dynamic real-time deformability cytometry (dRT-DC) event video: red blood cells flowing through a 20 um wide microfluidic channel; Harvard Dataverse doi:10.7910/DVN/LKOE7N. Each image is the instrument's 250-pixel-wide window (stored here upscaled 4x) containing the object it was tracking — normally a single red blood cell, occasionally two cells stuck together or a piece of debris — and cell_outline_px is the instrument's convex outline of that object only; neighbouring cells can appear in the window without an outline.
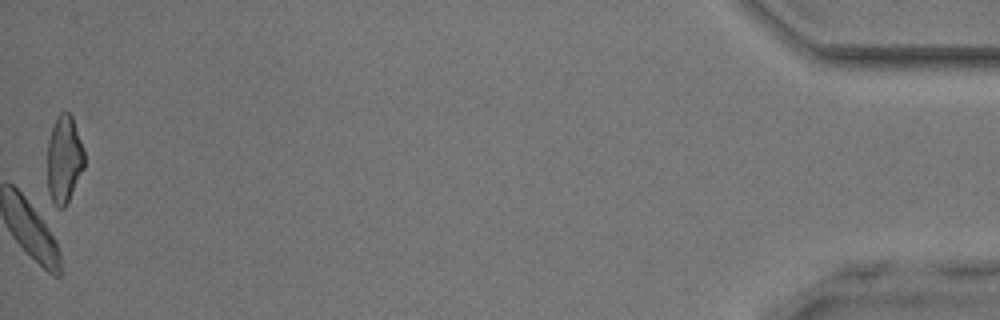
{"species": "common noctule bat (a hibernating species)", "species_latin": "Nyctalus noctula", "temperature_condition": "room temperature", "stored_images_in_passage": 46, "camera_frame_rate_fps": 3000, "um_per_image_px": 0.085, "animal": {"sex": "male", "body_mass_g": 17.9, "forearm_length_mm": 54.2}, "frame": {"image": 1, "passage_image": 46, "time_ms": 15.0, "image_size_px": [1000, 320], "cell_outline_px": [[84, 168], [64, 208], [60, 208], [52, 204], [48, 192], [48, 140], [56, 116], [60, 112], [68, 112], [72, 116], [84, 152]], "centroid_in_image_um": [5.43, 13.55], "position_along_channel_um": 429.8, "area_um2": 18.73}}